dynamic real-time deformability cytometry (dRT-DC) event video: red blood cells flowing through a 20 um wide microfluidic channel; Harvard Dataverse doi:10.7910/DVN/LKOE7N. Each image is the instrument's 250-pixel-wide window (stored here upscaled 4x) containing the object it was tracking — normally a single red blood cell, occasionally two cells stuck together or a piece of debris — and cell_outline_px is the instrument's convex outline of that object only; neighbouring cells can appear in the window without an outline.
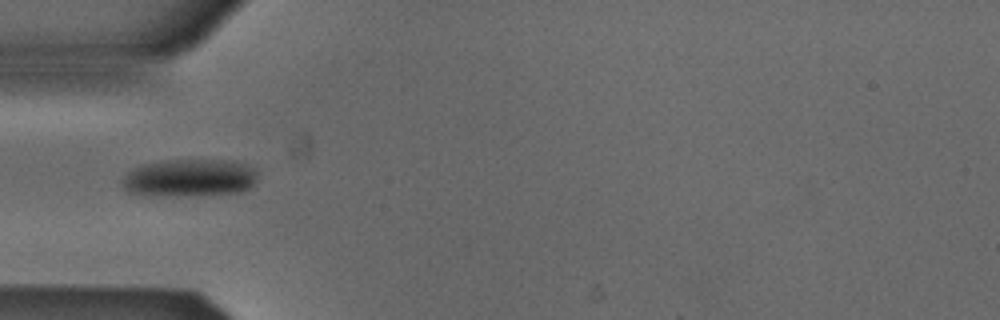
{"species": "Egyptian fruit bat (a non-hibernating species)", "species_latin": "Rousettus aegyptiacus", "temperature_condition": "cold", "stored_images_in_passage": 1, "camera_frame_rate_fps": 3000, "um_per_image_px": 0.085, "animal": {"sex": "male"}, "frame": {"image": 1, "passage_image": 1, "time_ms": 0.0, "image_size_px": [1000, 320], "cell_outline_px": [[256, 180], [248, 188], [240, 192], [176, 196], [128, 192], [124, 188], [120, 180], [128, 172], [144, 164], [168, 160], [236, 160], [248, 164], [256, 168]], "centroid_in_image_um": [16.16, 15.1], "position_along_channel_um": 68.8, "area_um2": 29.48}}